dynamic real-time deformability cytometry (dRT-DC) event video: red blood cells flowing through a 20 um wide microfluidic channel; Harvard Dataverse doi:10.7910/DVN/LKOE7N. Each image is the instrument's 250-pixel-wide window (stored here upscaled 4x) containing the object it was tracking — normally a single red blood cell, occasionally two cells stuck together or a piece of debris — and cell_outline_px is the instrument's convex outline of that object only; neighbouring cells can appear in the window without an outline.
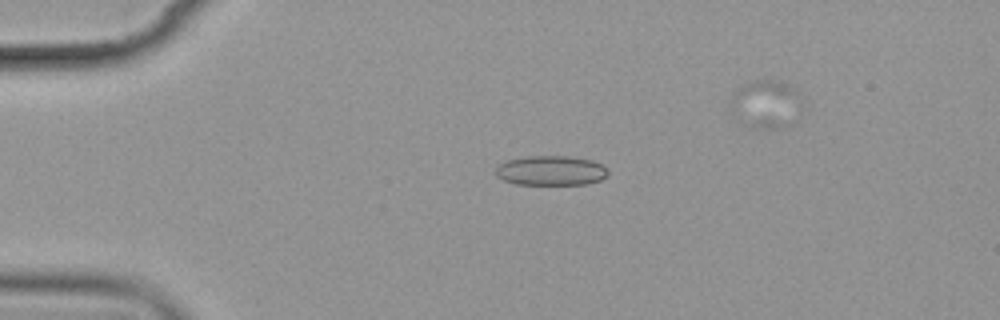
{"species": "common noctule bat (a hibernating species)", "species_latin": "Nyctalus noctula", "temperature_condition": "cold", "stored_images_in_passage": 4, "camera_frame_rate_fps": 3000, "um_per_image_px": 0.085, "animal": {"sex": "female", "body_mass_g": 19.9}, "frame": {"image": 1, "passage_image": 2, "time_ms": 1.333, "image_size_px": [1000, 320], "cell_outline_px": [[608, 176], [600, 180], [588, 184], [516, 184], [504, 180], [496, 176], [496, 168], [500, 164], [508, 160], [528, 156], [568, 156], [592, 160], [608, 168]], "centroid_in_image_um": [46.86, 14.5], "position_along_channel_um": 38.1, "area_um2": 19.42}}